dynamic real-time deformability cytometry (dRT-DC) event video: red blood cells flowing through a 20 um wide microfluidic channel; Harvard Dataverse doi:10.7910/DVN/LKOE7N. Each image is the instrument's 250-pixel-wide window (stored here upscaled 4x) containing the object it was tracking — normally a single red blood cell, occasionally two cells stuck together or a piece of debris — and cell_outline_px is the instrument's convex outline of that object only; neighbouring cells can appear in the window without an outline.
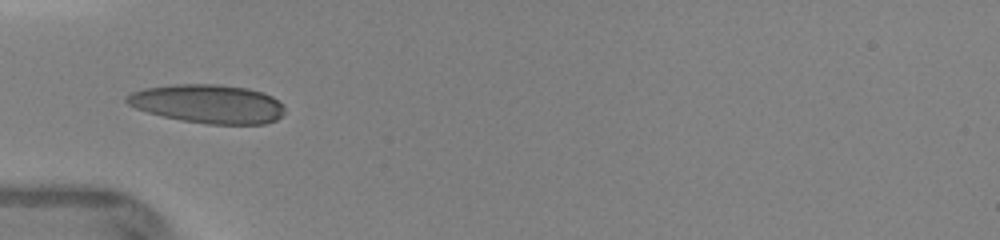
{"species": "human", "species_latin": "Homo sapiens", "temperature_condition": "warm", "stored_images_in_passage": 13, "camera_frame_rate_fps": 3000, "um_per_image_px": 0.085, "donor": {"sex": "female"}, "frame": {"image": 1, "passage_image": 1, "time_ms": 0.0, "image_size_px": [1000, 240], "cell_outline_px": [[284, 112], [276, 120], [264, 124], [208, 124], [180, 120], [148, 112], [136, 108], [128, 104], [124, 100], [124, 96], [132, 92], [144, 88], [176, 84], [216, 84], [248, 88], [264, 92], [272, 96], [284, 108]], "centroid_in_image_um": [17.66, 8.82], "position_along_channel_um": 67.3, "area_um2": 35.6}}